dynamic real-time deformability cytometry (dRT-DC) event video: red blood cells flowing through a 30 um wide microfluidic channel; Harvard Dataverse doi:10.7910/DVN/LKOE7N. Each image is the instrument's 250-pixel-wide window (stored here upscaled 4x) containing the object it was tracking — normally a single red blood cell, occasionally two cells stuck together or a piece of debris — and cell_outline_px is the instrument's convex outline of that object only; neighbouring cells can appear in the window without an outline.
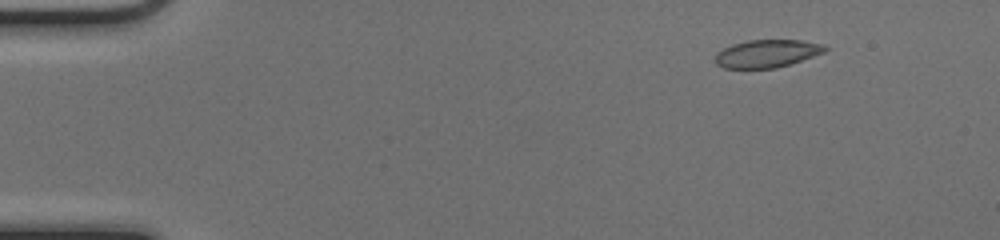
{"species": "common noctule bat (a hibernating species)", "species_latin": "Nyctalus noctula", "temperature_condition": "cold", "stored_images_in_passage": 51, "camera_frame_rate_fps": 3000, "um_per_image_px": 0.085, "animal": {"sex": "female", "body_mass_g": 17.0, "forearm_length_mm": 48.0}, "frame": {"image": 1, "passage_image": 7, "time_ms": 2.0, "image_size_px": [1000, 240], "cell_outline_px": [[828, 48], [824, 52], [776, 68], [724, 68], [716, 64], [716, 56], [724, 48], [732, 44], [748, 40], [800, 40], [820, 44]], "centroid_in_image_um": [65.17, 4.55], "position_along_channel_um": 19.8, "area_um2": 17.34}}
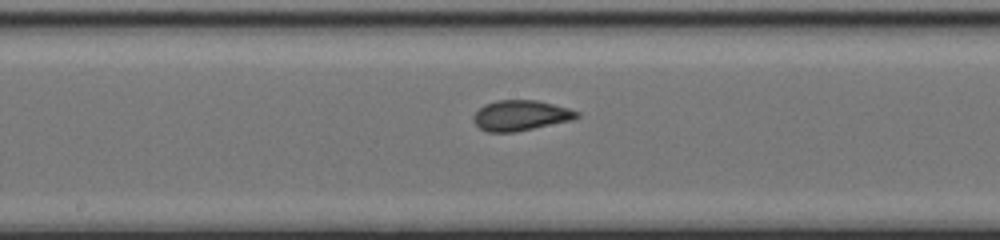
{"frame": {"image": 2, "passage_image": 28, "time_ms": 9.0, "image_size_px": [1000, 240], "cell_outline_px": [[580, 116], [572, 120], [512, 132], [488, 132], [480, 128], [472, 120], [472, 116], [484, 104], [496, 100], [536, 100], [568, 108], [580, 112]], "centroid_in_image_um": [44.23, 9.8], "position_along_channel_um": 204.0, "area_um2": 18.15}}
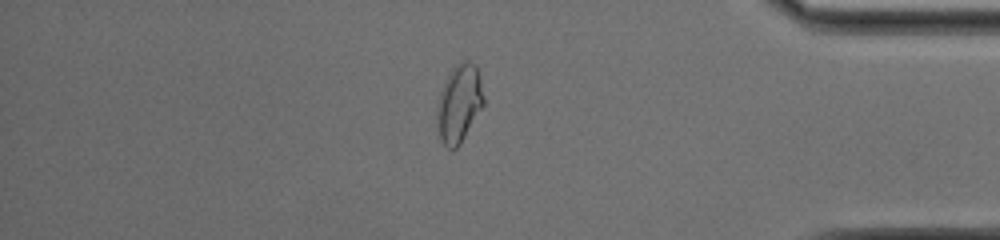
{"frame": {"image": 3, "passage_image": 44, "time_ms": 14.333, "image_size_px": [1000, 240], "cell_outline_px": [[484, 104], [460, 144], [456, 148], [448, 148], [440, 140], [436, 116], [440, 92], [452, 68], [460, 60], [468, 60], [476, 64], [480, 76], [484, 96]], "centroid_in_image_um": [39.04, 8.76], "position_along_channel_um": 396.2, "area_um2": 21.1}}